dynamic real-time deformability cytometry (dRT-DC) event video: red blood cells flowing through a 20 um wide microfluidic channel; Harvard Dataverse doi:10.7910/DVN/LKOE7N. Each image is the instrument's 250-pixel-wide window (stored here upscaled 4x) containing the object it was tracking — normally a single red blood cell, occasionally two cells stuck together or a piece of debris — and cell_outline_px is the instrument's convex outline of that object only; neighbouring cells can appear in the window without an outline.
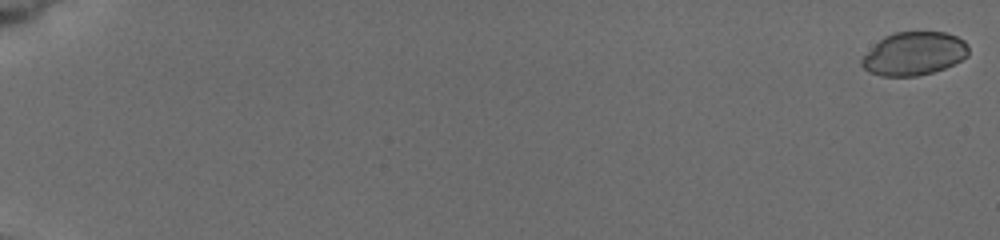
{"species": "common noctule bat (a hibernating species)", "species_latin": "Nyctalus noctula", "temperature_condition": "cold", "stored_images_in_passage": 37, "camera_frame_rate_fps": 3000, "um_per_image_px": 0.085, "animal": {"sex": "female", "body_mass_g": 19.5, "forearm_length_mm": 54.1}, "frame": {"image": 1, "passage_image": 1, "time_ms": 0.0, "image_size_px": [1000, 240], "cell_outline_px": [[968, 56], [944, 68], [932, 72], [916, 76], [880, 76], [868, 72], [860, 64], [860, 60], [884, 36], [896, 32], [944, 32], [956, 36], [964, 40], [968, 44]], "centroid_in_image_um": [77.69, 4.56], "position_along_channel_um": 7.3, "area_um2": 26.76}}
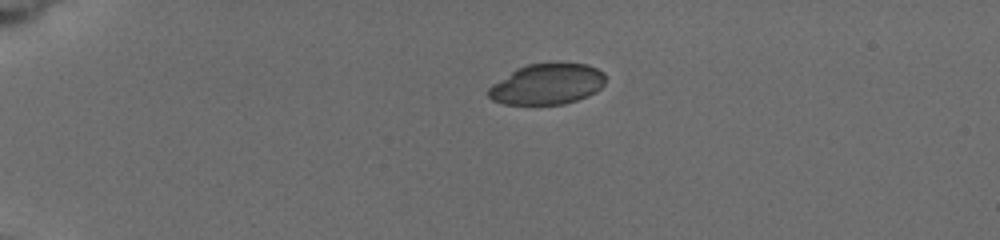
{"frame": {"image": 2, "passage_image": 23, "time_ms": 4.667, "image_size_px": [1000, 240], "cell_outline_px": [[604, 84], [596, 92], [588, 96], [564, 104], [504, 104], [492, 100], [488, 96], [488, 88], [492, 84], [516, 68], [528, 64], [560, 60], [588, 64], [604, 72]], "centroid_in_image_um": [46.52, 7.1], "position_along_channel_um": 38.5, "area_um2": 28.5}}